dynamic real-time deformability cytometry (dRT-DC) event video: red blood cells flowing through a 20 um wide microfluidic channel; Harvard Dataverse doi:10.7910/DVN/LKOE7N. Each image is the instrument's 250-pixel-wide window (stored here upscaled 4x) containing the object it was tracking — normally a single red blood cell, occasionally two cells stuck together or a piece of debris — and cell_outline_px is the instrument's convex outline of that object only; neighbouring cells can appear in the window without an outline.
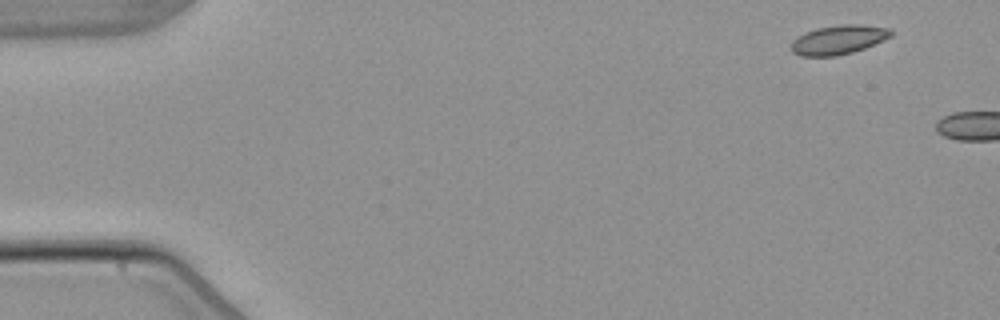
{"species": "common noctule bat (a hibernating species)", "species_latin": "Nyctalus noctula", "temperature_condition": "warm", "stored_images_in_passage": 2, "camera_frame_rate_fps": 3000, "um_per_image_px": 0.085, "animal": {"sex": "male", "body_mass_g": 21.5, "forearm_length_mm": 52.0}, "frame": {"image": 1, "passage_image": 1, "time_ms": 0.0, "image_size_px": [1000, 320], "cell_outline_px": [[892, 36], [884, 40], [864, 48], [852, 52], [836, 56], [800, 56], [792, 52], [792, 40], [796, 36], [804, 32], [816, 28], [840, 24], [860, 24], [892, 28]], "centroid_in_image_um": [71.27, 3.36], "position_along_channel_um": 13.7, "area_um2": 17.17}}